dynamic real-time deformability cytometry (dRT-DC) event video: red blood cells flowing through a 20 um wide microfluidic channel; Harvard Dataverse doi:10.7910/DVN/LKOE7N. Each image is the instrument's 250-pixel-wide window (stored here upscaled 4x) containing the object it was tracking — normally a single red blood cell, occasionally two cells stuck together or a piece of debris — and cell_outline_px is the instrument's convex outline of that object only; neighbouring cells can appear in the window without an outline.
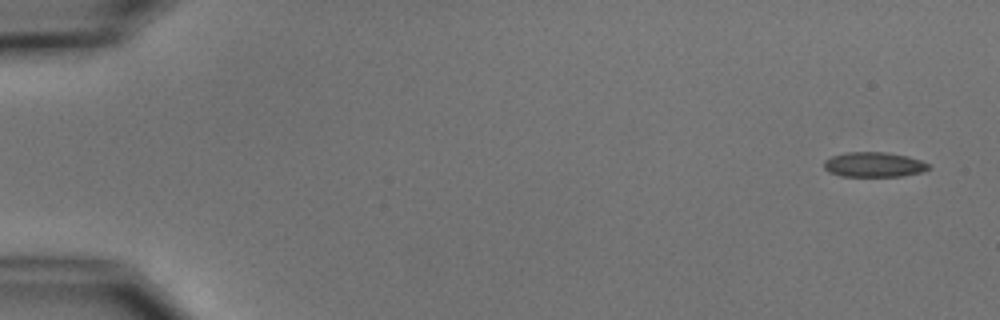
{"species": "common noctule bat (a hibernating species)", "species_latin": "Nyctalus noctula", "temperature_condition": "cold", "stored_images_in_passage": 5, "camera_frame_rate_fps": 3000, "um_per_image_px": 0.085, "animal": {"sex": "male", "body_mass_g": 15.6}, "frame": {"image": 1, "passage_image": 1, "time_ms": 0.0, "image_size_px": [1000, 320], "cell_outline_px": [[932, 168], [924, 172], [900, 176], [840, 176], [828, 172], [824, 168], [824, 160], [832, 156], [844, 152], [884, 152], [908, 156], [932, 164]], "centroid_in_image_um": [74.31, 13.99], "position_along_channel_um": 10.7, "area_um2": 15.43}}
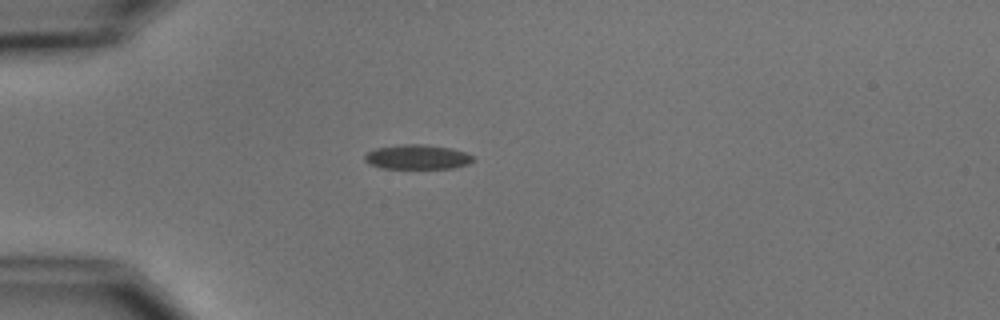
{"frame": {"image": 2, "passage_image": 4, "time_ms": 4.333, "image_size_px": [1000, 320], "cell_outline_px": [[476, 160], [468, 164], [452, 168], [380, 168], [368, 164], [364, 160], [364, 156], [368, 152], [376, 148], [404, 144], [420, 144], [452, 148], [476, 156]], "centroid_in_image_um": [35.5, 13.35], "position_along_channel_um": 49.5, "area_um2": 15.61}}